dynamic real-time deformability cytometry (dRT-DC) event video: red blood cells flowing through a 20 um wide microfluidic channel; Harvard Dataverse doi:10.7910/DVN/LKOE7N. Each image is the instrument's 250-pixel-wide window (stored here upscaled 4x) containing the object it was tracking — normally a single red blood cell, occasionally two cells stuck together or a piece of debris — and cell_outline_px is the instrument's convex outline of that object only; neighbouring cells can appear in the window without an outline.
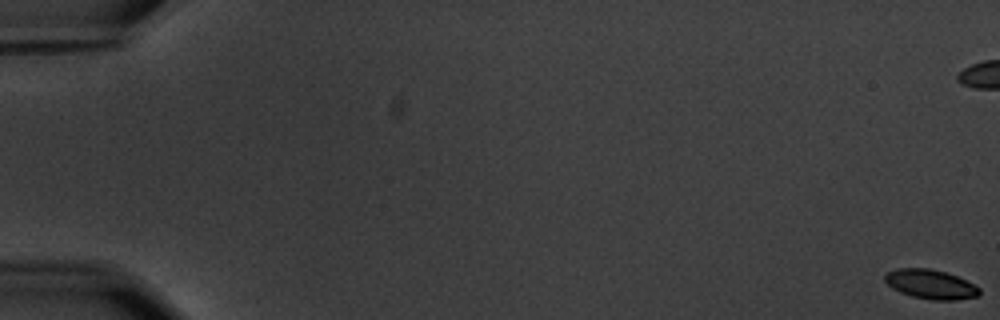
{"species": "common noctule bat (a hibernating species)", "species_latin": "Nyctalus noctula", "temperature_condition": "warm", "stored_images_in_passage": 60, "camera_frame_rate_fps": 3000, "um_per_image_px": 0.085, "animal": {"sex": "male", "body_mass_g": 20.1, "forearm_length_mm": 53.5}, "frame": {"image": 1, "passage_image": 1, "time_ms": 0.0, "image_size_px": [1000, 320], "cell_outline_px": [[980, 296], [956, 300], [932, 300], [912, 296], [900, 292], [892, 288], [884, 280], [884, 276], [888, 272], [900, 268], [928, 268], [944, 272], [956, 276], [980, 288]], "centroid_in_image_um": [79.1, 24.17], "position_along_channel_um": 5.9, "area_um2": 16.01}, "authors_computed_cell_mechanics": {"area_um2": 17.2822, "velocity_mm_per_s": 3.5601, "shape_relaxation_time_tau1_ms": 4.6575, "shape_relaxation_time_tau2_ms": 7.6171, "deformation_change_tau1": 0.1857, "deformation_change_tau2": 0.1113}}